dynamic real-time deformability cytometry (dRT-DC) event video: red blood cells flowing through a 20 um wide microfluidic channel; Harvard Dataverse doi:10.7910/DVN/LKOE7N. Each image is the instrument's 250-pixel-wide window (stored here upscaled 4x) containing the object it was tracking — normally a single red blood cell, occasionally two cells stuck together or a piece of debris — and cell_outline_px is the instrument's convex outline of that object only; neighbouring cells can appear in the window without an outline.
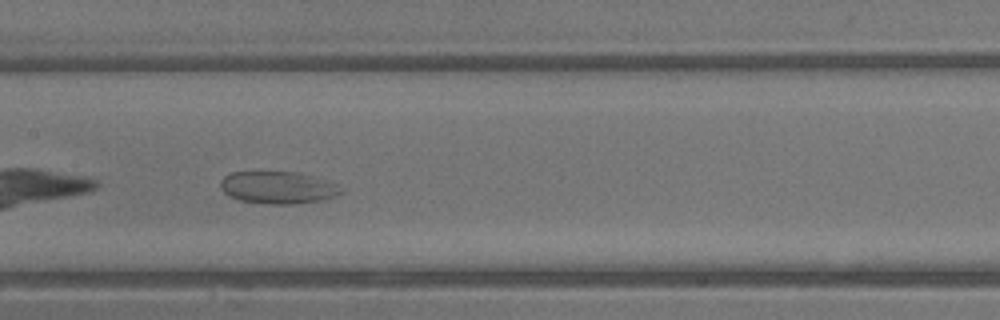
{"species": "common noctule bat (a hibernating species)", "species_latin": "Nyctalus noctula", "temperature_condition": "warm", "stored_images_in_passage": 26, "camera_frame_rate_fps": 3000, "um_per_image_px": 0.085, "animal": {"sex": "male", "body_mass_g": 13.3}, "frame": {"image": 1, "passage_image": 8, "time_ms": 2.333, "image_size_px": [1000, 320], "cell_outline_px": [[344, 192], [336, 196], [320, 200], [292, 204], [272, 204], [240, 200], [228, 196], [220, 188], [220, 180], [224, 176], [232, 172], [300, 172], [328, 180], [340, 184]], "centroid_in_image_um": [23.66, 15.93], "position_along_channel_um": 183.7, "area_um2": 22.89}}
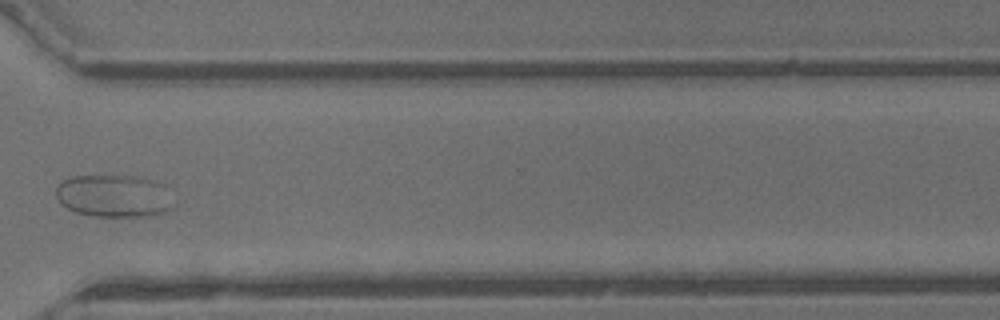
{"frame": {"image": 2, "passage_image": 19, "time_ms": 6.0, "image_size_px": [1000, 320], "cell_outline_px": [[176, 204], [172, 208], [164, 212], [148, 216], [92, 216], [76, 212], [68, 208], [56, 196], [56, 188], [60, 180], [68, 176], [136, 176], [152, 180], [160, 184]], "centroid_in_image_um": [9.66, 16.65], "position_along_channel_um": 360.9, "area_um2": 29.02}}